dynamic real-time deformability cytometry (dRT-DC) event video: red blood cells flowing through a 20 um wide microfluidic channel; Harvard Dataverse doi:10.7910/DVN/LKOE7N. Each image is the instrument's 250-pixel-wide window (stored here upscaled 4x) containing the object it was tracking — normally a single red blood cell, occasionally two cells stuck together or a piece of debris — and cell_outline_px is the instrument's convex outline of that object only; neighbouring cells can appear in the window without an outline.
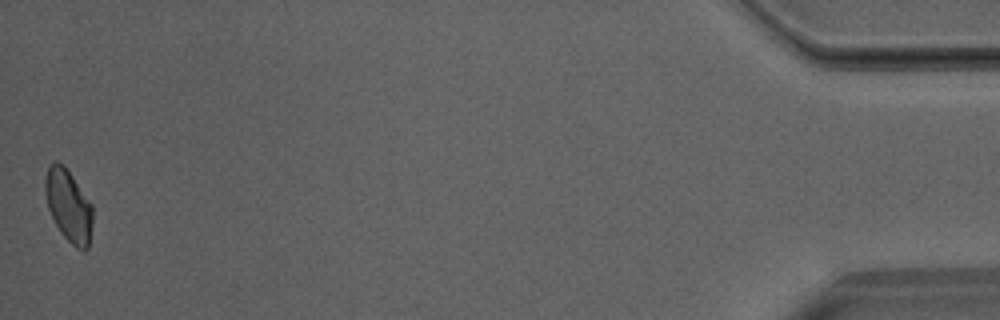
{"species": "Egyptian fruit bat (a non-hibernating species)", "species_latin": "Rousettus aegyptiacus", "temperature_condition": "room temperature", "stored_images_in_passage": 42, "camera_frame_rate_fps": 3000, "um_per_image_px": 0.085, "animal": {"sex": "male"}, "frame": {"image": 1, "passage_image": 42, "time_ms": 13.667, "image_size_px": [1000, 320], "cell_outline_px": [[92, 224], [88, 248], [84, 252], [76, 248], [60, 232], [48, 208], [44, 192], [44, 180], [48, 164], [64, 164], [92, 204]], "centroid_in_image_um": [5.82, 17.49], "position_along_channel_um": 429.4, "area_um2": 19.94}}